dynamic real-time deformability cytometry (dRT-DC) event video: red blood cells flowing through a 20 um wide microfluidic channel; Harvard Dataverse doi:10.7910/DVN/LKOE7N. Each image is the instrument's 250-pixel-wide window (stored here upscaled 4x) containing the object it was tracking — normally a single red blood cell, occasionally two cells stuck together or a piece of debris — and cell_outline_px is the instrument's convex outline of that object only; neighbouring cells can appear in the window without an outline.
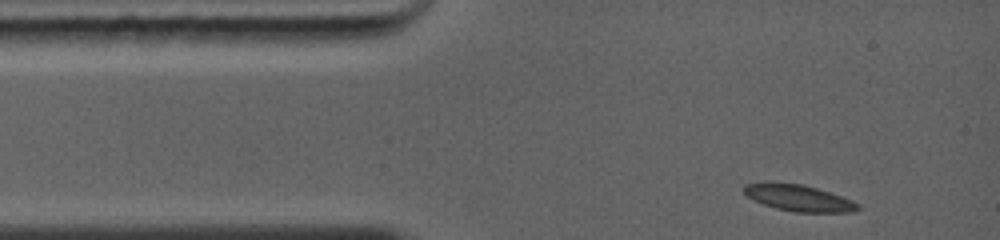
{"species": "common noctule bat (a hibernating species)", "species_latin": "Nyctalus noctula", "temperature_condition": "warm", "stored_images_in_passage": 27, "camera_frame_rate_fps": 5000, "um_per_image_px": 0.085, "animal": {"sex": "female", "body_mass_g": 19.0, "forearm_length_mm": 56.7}, "frame": {"image": 1, "passage_image": 1, "time_ms": 0.0, "image_size_px": [1000, 240], "cell_outline_px": [[860, 208], [852, 212], [796, 212], [776, 208], [752, 200], [744, 192], [744, 184], [768, 180], [772, 180], [804, 184], [852, 200], [860, 204]], "centroid_in_image_um": [67.82, 16.79], "position_along_channel_um": 17.2, "area_um2": 17.86}}
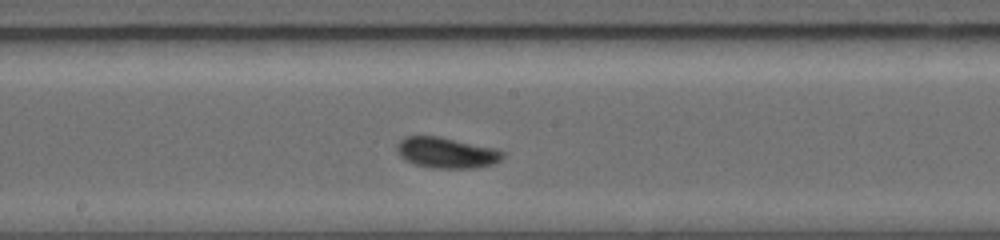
{"frame": {"image": 2, "passage_image": 16, "time_ms": 5.4, "image_size_px": [1000, 240], "cell_outline_px": [[504, 156], [500, 160], [492, 164], [476, 168], [432, 168], [416, 164], [404, 160], [396, 152], [396, 144], [400, 140], [408, 136], [440, 136], [496, 148], [504, 152]], "centroid_in_image_um": [37.94, 12.98], "position_along_channel_um": 210.3, "area_um2": 19.13}}
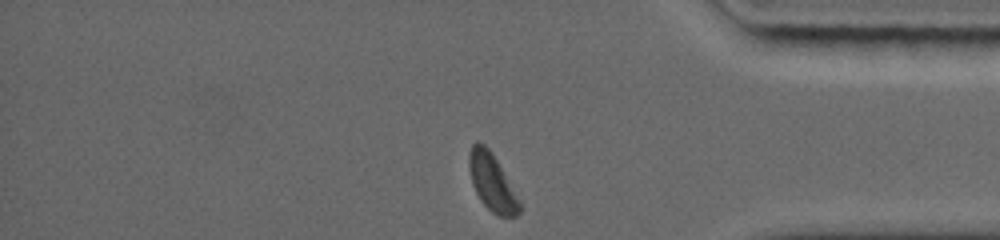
{"frame": {"image": 3, "passage_image": 27, "time_ms": 10.0, "image_size_px": [1000, 240], "cell_outline_px": [[520, 212], [516, 216], [500, 216], [492, 212], [480, 200], [472, 184], [468, 168], [468, 152], [472, 144], [476, 140], [484, 144], [492, 152], [520, 204]], "centroid_in_image_um": [41.75, 15.45], "position_along_channel_um": 393.4, "area_um2": 16.42}, "authors_computed_cell_mechanics": {"area_um2": 17.918, "velocity_mm_per_s": 4.3256, "shape_relaxation_time_tau1_ms": 2.5409, "shape_relaxation_time_tau2_ms": null, "deformation_change_tau1": 0.1065, "deformation_change_tau2": null}}